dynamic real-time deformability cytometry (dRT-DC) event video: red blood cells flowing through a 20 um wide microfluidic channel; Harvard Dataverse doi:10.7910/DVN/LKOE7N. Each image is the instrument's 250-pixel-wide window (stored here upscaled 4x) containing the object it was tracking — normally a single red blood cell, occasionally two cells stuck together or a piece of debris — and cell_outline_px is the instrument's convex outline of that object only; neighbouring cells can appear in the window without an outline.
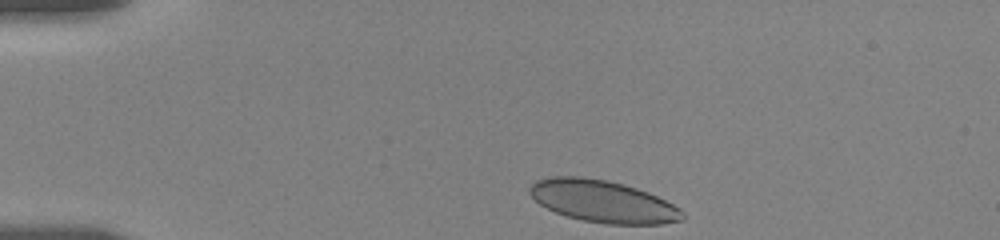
{"species": "human", "species_latin": "Homo sapiens", "temperature_condition": "room temperature", "stored_images_in_passage": 66, "camera_frame_rate_fps": 3000, "um_per_image_px": 0.085, "donor": {"sex": "female"}, "frame": {"image": 1, "passage_image": 1, "time_ms": 0.0, "image_size_px": [1000, 240], "cell_outline_px": [[684, 220], [660, 224], [608, 224], [584, 220], [568, 216], [556, 212], [540, 204], [528, 192], [528, 188], [536, 180], [552, 176], [580, 176], [608, 180], [624, 184], [648, 192], [680, 208], [684, 212]], "centroid_in_image_um": [51.25, 17.1], "position_along_channel_um": 33.8, "area_um2": 37.34}}
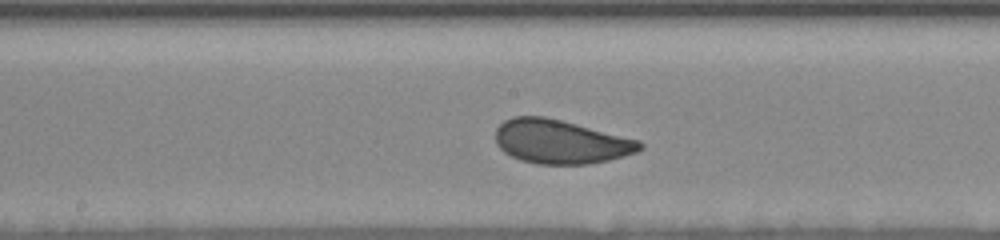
{"frame": {"image": 2, "passage_image": 34, "time_ms": 6.333, "image_size_px": [1000, 240], "cell_outline_px": [[644, 148], [636, 152], [624, 156], [608, 160], [588, 164], [540, 164], [520, 160], [504, 152], [496, 144], [496, 128], [504, 120], [512, 116], [544, 116], [640, 140], [644, 144]], "centroid_in_image_um": [47.65, 12.04], "position_along_channel_um": 200.6, "area_um2": 36.88}}
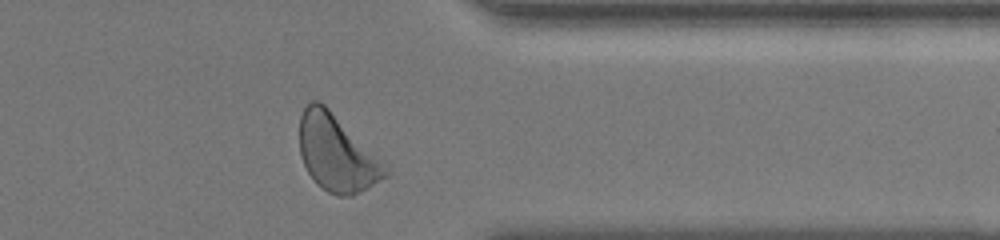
{"frame": {"image": 3, "passage_image": 60, "time_ms": 11.667, "image_size_px": [1000, 240], "cell_outline_px": [[392, 172], [388, 176], [368, 188], [352, 196], [336, 196], [328, 192], [316, 184], [308, 172], [300, 156], [300, 116], [304, 108], [312, 100], [316, 100], [324, 104], [388, 164]], "centroid_in_image_um": [28.67, 13.05], "position_along_channel_um": 382.7, "area_um2": 38.61}, "authors_computed_cell_mechanics": {"area_um2": 36.8764, "velocity_mm_per_s": 3.5158, "shape_relaxation_time_tau1_ms": 3.6952, "shape_relaxation_time_tau2_ms": 0.7316, "deformation_change_tau1": 0.1046, "deformation_change_tau2": 0.0534}}